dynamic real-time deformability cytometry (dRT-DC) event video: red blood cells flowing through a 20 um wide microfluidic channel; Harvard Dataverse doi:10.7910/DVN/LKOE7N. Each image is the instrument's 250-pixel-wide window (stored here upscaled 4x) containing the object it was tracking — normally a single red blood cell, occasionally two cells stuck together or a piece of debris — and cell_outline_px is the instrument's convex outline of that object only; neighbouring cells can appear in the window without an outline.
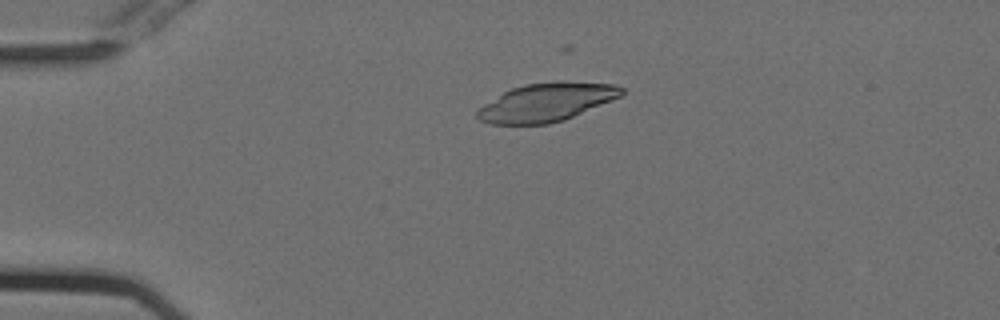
{"species": "Egyptian fruit bat (a non-hibernating species)", "species_latin": "Rousettus aegyptiacus", "temperature_condition": "cold", "stored_images_in_passage": 38, "camera_frame_rate_fps": 3000, "um_per_image_px": 0.085, "animal": {"sex": "female"}, "frame": {"image": 1, "passage_image": 2, "time_ms": 0.333, "image_size_px": [1000, 320], "cell_outline_px": [[624, 92], [620, 96], [564, 120], [548, 124], [488, 124], [480, 120], [476, 116], [476, 112], [484, 104], [504, 92], [512, 88], [524, 84], [556, 80], [564, 80], [616, 84], [624, 88]], "centroid_in_image_um": [46.46, 8.67], "position_along_channel_um": 38.5, "area_um2": 32.31}}
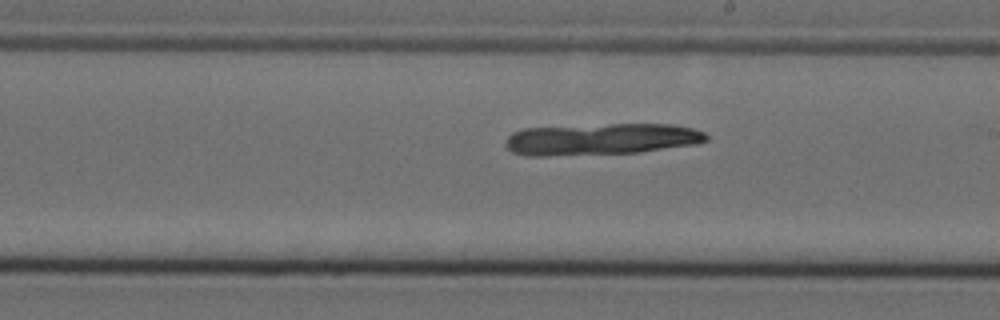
{"frame": {"image": 2, "passage_image": 21, "time_ms": 6.667, "image_size_px": [1000, 320], "cell_outline_px": [[708, 140], [696, 144], [640, 152], [548, 156], [524, 156], [512, 152], [504, 144], [504, 140], [512, 132], [524, 128], [612, 124], [672, 124], [692, 128], [704, 132], [708, 136]], "centroid_in_image_um": [51.07, 11.83], "position_along_channel_um": 237.9, "area_um2": 37.17}}
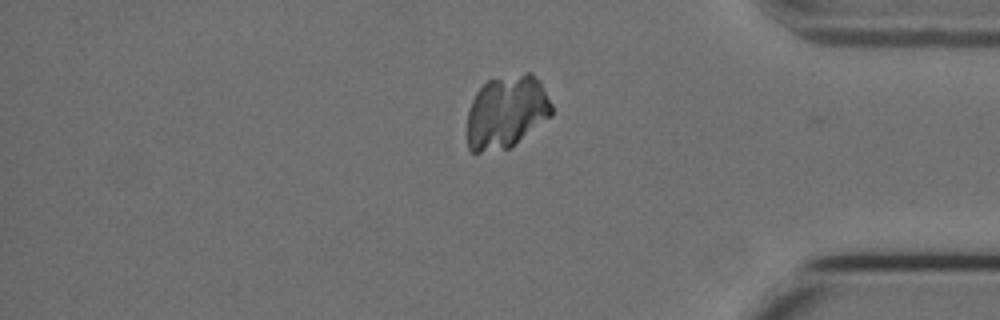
{"frame": {"image": 3, "passage_image": 35, "time_ms": 11.333, "image_size_px": [1000, 320], "cell_outline_px": [[552, 116], [508, 148], [480, 152], [472, 152], [468, 148], [468, 108], [476, 92], [488, 80], [524, 72], [532, 72], [540, 80], [552, 104]], "centroid_in_image_um": [43.06, 9.48], "position_along_channel_um": 392.1, "area_um2": 35.89}}